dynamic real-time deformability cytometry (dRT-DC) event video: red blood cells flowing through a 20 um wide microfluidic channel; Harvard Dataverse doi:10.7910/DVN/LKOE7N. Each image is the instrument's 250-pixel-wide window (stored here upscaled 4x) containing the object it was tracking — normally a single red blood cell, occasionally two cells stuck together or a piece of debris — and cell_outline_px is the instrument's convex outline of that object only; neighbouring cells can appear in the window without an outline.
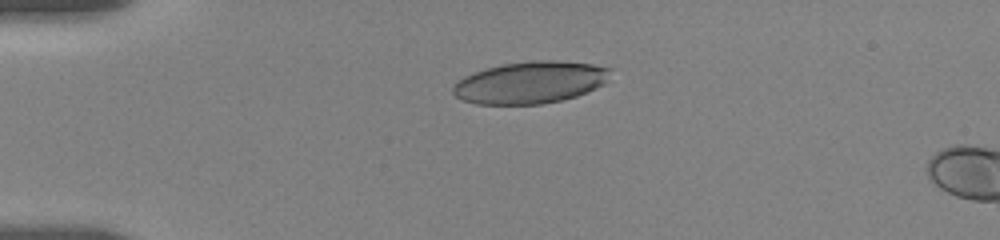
{"species": "human", "species_latin": "Homo sapiens", "temperature_condition": "room temperature", "stored_images_in_passage": 5, "camera_frame_rate_fps": 3000, "um_per_image_px": 0.085, "donor": {"sex": "female"}, "frame": {"image": 1, "passage_image": 1, "time_ms": 0.0, "image_size_px": [1000, 240], "cell_outline_px": [[612, 68], [608, 80], [604, 84], [596, 88], [576, 96], [544, 104], [476, 104], [464, 100], [456, 96], [452, 92], [452, 88], [464, 76], [488, 68], [504, 64], [536, 60], [556, 60], [592, 64]], "centroid_in_image_um": [45.12, 7.01], "position_along_channel_um": 39.9, "area_um2": 38.32}}